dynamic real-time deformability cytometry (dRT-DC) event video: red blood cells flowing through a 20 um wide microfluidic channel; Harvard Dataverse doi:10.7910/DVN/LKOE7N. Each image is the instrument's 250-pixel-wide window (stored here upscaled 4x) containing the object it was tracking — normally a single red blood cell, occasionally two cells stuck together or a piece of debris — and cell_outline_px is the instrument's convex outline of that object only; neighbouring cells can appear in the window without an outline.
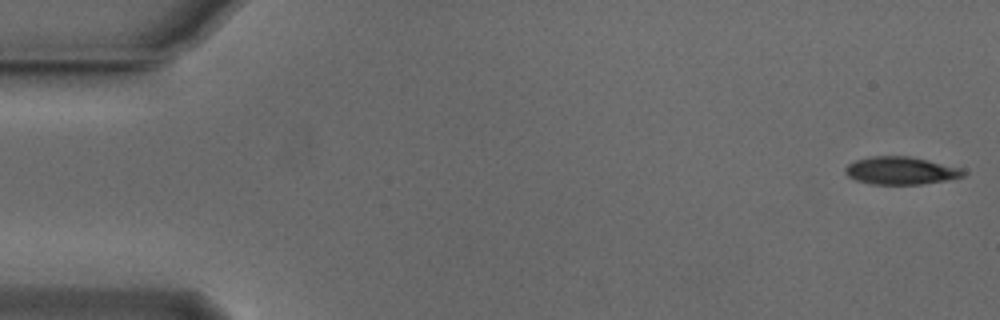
{"species": "Egyptian fruit bat (a non-hibernating species)", "species_latin": "Rousettus aegyptiacus", "temperature_condition": "cold", "stored_images_in_passage": 12, "camera_frame_rate_fps": 3000, "um_per_image_px": 0.085, "animal": {"sex": "male"}, "frame": {"image": 1, "passage_image": 1, "time_ms": 0.0, "image_size_px": [1000, 320], "cell_outline_px": [[968, 172], [964, 176], [944, 180], [920, 184], [872, 184], [856, 180], [848, 176], [844, 172], [844, 168], [848, 164], [856, 160], [872, 156], [908, 156], [928, 160], [960, 168]], "centroid_in_image_um": [76.54, 14.5], "position_along_channel_um": 8.5, "area_um2": 18.9}}